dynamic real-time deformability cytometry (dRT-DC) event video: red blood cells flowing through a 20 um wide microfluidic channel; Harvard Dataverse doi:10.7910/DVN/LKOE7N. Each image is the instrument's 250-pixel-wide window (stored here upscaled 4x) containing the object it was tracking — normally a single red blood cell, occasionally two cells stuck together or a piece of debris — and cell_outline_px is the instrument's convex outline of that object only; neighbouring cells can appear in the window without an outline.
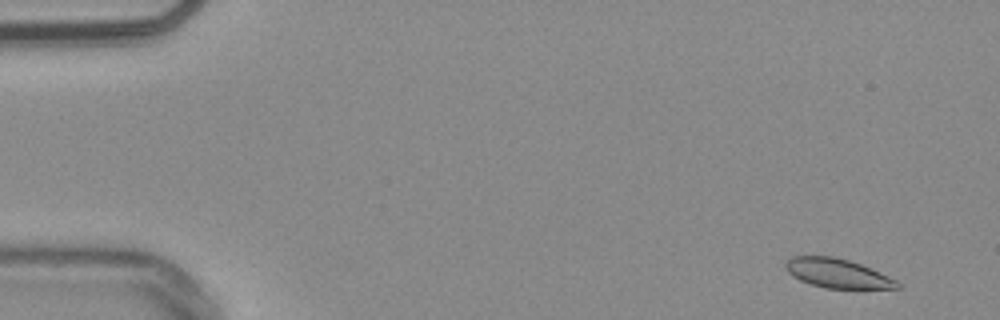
{"species": "common noctule bat (a hibernating species)", "species_latin": "Nyctalus noctula", "temperature_condition": "warm", "stored_images_in_passage": 54, "camera_frame_rate_fps": 3000, "um_per_image_px": 0.085, "animal": {"sex": "male", "body_mass_g": 20.4}, "frame": {"image": 1, "passage_image": 3, "time_ms": 0.667, "image_size_px": [1000, 320], "cell_outline_px": [[900, 288], [824, 288], [800, 280], [792, 276], [784, 268], [784, 264], [792, 256], [832, 256], [848, 260], [860, 264], [880, 272], [896, 280], [900, 284]], "centroid_in_image_um": [71.15, 23.22], "position_along_channel_um": 13.9, "area_um2": 18.84}}
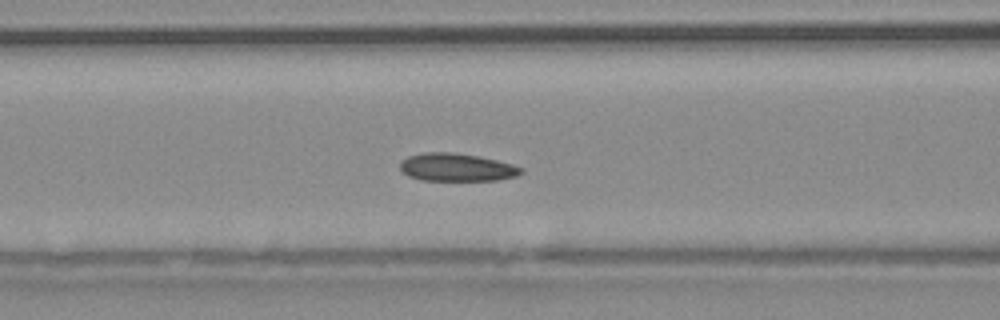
{"frame": {"image": 2, "passage_image": 22, "time_ms": 7.0, "image_size_px": [1000, 320], "cell_outline_px": [[524, 172], [516, 176], [496, 180], [420, 180], [408, 176], [400, 168], [400, 160], [408, 156], [424, 152], [452, 152], [480, 156], [512, 164], [524, 168]], "centroid_in_image_um": [38.81, 14.21], "position_along_channel_um": 127.8, "area_um2": 19.77}}
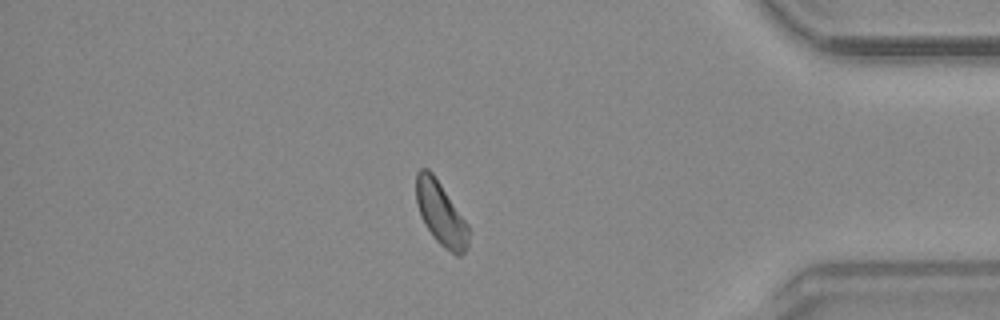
{"frame": {"image": 3, "passage_image": 46, "time_ms": 15.0, "image_size_px": [1000, 320], "cell_outline_px": [[472, 232], [468, 248], [460, 256], [456, 256], [444, 248], [432, 236], [420, 216], [416, 204], [416, 172], [420, 168], [428, 168], [432, 172], [468, 224]], "centroid_in_image_um": [37.49, 18.19], "position_along_channel_um": 397.7, "area_um2": 19.77}, "authors_computed_cell_mechanics": {"area_um2": 19.6809, "velocity_mm_per_s": 3.7703, "shape_relaxation_time_tau1_ms": 6.0427, "shape_relaxation_time_tau2_ms": 11.0698, "deformation_change_tau1": 0.0729, "deformation_change_tau2": 0.1401}}